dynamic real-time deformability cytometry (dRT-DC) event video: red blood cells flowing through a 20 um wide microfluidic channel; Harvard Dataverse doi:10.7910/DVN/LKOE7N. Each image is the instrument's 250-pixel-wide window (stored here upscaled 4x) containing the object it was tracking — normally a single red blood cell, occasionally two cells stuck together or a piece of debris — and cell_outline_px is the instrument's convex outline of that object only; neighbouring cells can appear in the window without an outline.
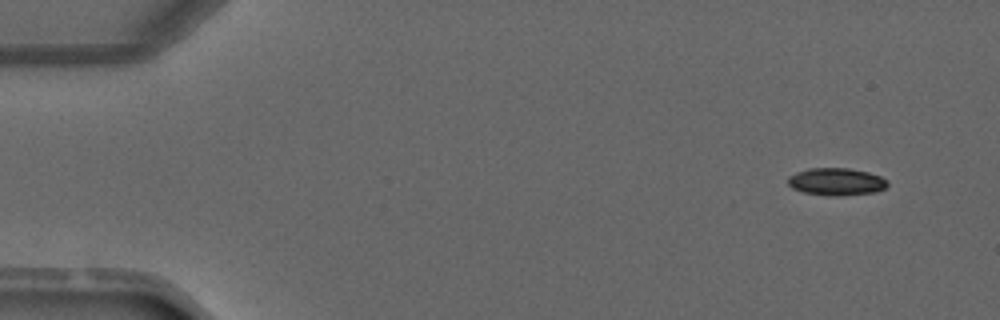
{"species": "common noctule bat (a hibernating species)", "species_latin": "Nyctalus noctula", "temperature_condition": "warm", "stored_images_in_passage": 4, "camera_frame_rate_fps": 3000, "um_per_image_px": 0.085, "animal": {"sex": "male", "forearm_length_mm": 52.5}, "frame": {"image": 1, "passage_image": 1, "time_ms": 0.0, "image_size_px": [1000, 320], "cell_outline_px": [[888, 184], [884, 188], [876, 192], [840, 196], [828, 196], [804, 192], [792, 188], [788, 184], [788, 176], [796, 172], [808, 168], [848, 168], [868, 172], [880, 176], [888, 180]], "centroid_in_image_um": [71.08, 15.44], "position_along_channel_um": 13.9, "area_um2": 16.01}}